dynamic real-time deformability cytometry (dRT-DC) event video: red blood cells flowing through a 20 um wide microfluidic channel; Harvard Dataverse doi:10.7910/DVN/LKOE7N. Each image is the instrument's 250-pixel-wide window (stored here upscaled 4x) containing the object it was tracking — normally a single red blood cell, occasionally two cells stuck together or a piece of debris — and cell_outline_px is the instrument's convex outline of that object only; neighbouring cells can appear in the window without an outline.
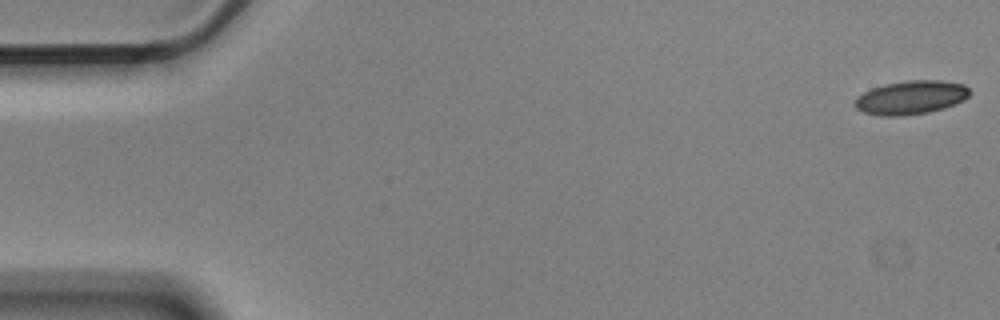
{"species": "Egyptian fruit bat (a non-hibernating species)", "species_latin": "Rousettus aegyptiacus", "temperature_condition": "cold", "stored_images_in_passage": 56, "camera_frame_rate_fps": 3000, "um_per_image_px": 0.085, "animal": {"sex": "male"}, "frame": {"image": 1, "passage_image": 1, "time_ms": 0.0, "image_size_px": [1000, 320], "cell_outline_px": [[968, 96], [964, 100], [956, 104], [944, 108], [928, 112], [904, 116], [880, 116], [864, 112], [856, 108], [856, 96], [872, 88], [884, 84], [908, 80], [940, 80], [964, 84], [968, 88]], "centroid_in_image_um": [77.43, 8.29], "position_along_channel_um": 7.6, "area_um2": 22.54}}
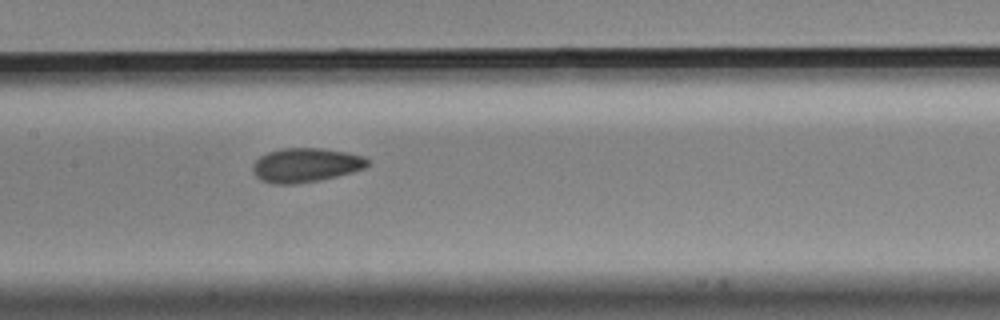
{"frame": {"image": 2, "passage_image": 27, "time_ms": 8.667, "image_size_px": [1000, 320], "cell_outline_px": [[368, 164], [364, 168], [352, 172], [320, 180], [296, 184], [272, 184], [260, 180], [256, 176], [252, 168], [252, 164], [260, 156], [268, 152], [284, 148], [320, 148], [344, 152], [364, 156], [368, 160]], "centroid_in_image_um": [25.95, 14.04], "position_along_channel_um": 181.4, "area_um2": 22.77}}
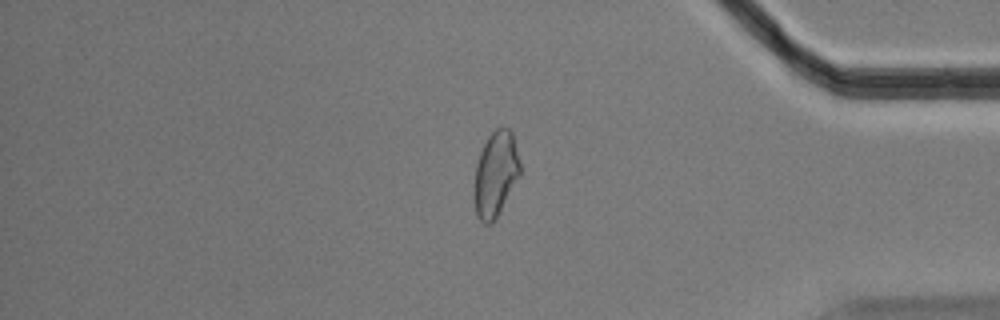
{"frame": {"image": 3, "passage_image": 47, "time_ms": 15.333, "image_size_px": [1000, 320], "cell_outline_px": [[520, 176], [496, 220], [492, 224], [484, 224], [476, 216], [472, 196], [476, 164], [480, 152], [488, 136], [496, 128], [508, 128], [512, 132], [520, 160]], "centroid_in_image_um": [42.11, 14.86], "position_along_channel_um": 393.1, "area_um2": 23.35}, "authors_computed_cell_mechanics": {"area_um2": 22.7732, "velocity_mm_per_s": 3.5629, "shape_relaxation_time_tau1_ms": null, "shape_relaxation_time_tau2_ms": 2.2178, "deformation_change_tau1": null, "deformation_change_tau2": 0.0772}}